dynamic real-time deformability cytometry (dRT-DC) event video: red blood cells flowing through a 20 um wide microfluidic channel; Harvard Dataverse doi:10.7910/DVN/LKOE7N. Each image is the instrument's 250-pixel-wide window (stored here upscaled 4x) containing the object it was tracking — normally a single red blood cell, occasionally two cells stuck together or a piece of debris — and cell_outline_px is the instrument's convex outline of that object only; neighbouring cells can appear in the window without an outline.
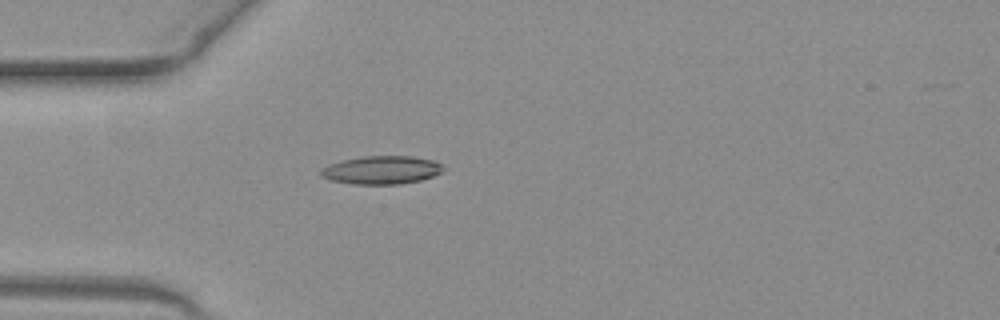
{"species": "common noctule bat (a hibernating species)", "species_latin": "Nyctalus noctula", "temperature_condition": "warm", "stored_images_in_passage": 15, "camera_frame_rate_fps": 3000, "um_per_image_px": 0.085, "animal": {"sex": "female", "body_mass_g": 19.3, "forearm_length_mm": 54.1}, "frame": {"image": 1, "passage_image": 7, "time_ms": 2.0, "image_size_px": [1000, 320], "cell_outline_px": [[444, 168], [440, 172], [432, 176], [420, 180], [400, 184], [352, 184], [332, 180], [320, 176], [320, 168], [328, 164], [344, 160], [364, 156], [412, 156], [432, 160], [444, 164]], "centroid_in_image_um": [32.42, 14.45], "position_along_channel_um": 52.6, "area_um2": 20.11}}
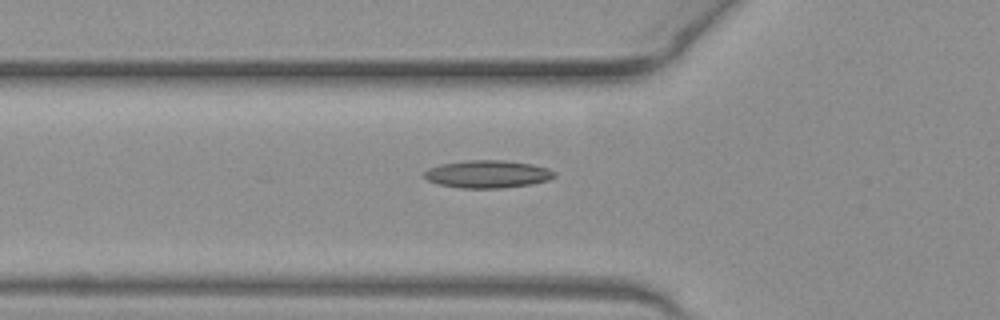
{"frame": {"image": 2, "passage_image": 10, "time_ms": 3.0, "image_size_px": [1000, 320], "cell_outline_px": [[556, 176], [548, 180], [532, 184], [500, 188], [460, 188], [440, 184], [428, 180], [424, 176], [424, 172], [428, 168], [440, 164], [468, 160], [504, 160], [532, 164], [548, 168], [556, 172]], "centroid_in_image_um": [41.47, 14.79], "position_along_channel_um": 84.3, "area_um2": 20.98}}